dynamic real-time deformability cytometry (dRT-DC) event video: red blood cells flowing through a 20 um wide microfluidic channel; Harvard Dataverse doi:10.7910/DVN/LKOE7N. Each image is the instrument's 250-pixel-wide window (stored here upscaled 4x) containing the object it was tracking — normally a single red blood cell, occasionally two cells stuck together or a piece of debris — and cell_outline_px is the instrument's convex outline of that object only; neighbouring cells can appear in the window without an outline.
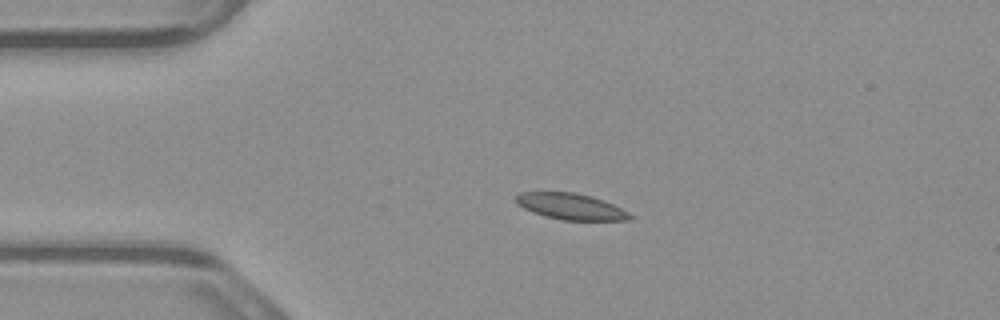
{"species": "common noctule bat (a hibernating species)", "species_latin": "Nyctalus noctula", "temperature_condition": "warm", "stored_images_in_passage": 3, "camera_frame_rate_fps": 3000, "um_per_image_px": 0.085, "animal": {"sex": "male", "body_mass_g": 23.1, "forearm_length_mm": 52.7}, "frame": {"image": 1, "passage_image": 1, "time_ms": 0.0, "image_size_px": [1000, 320], "cell_outline_px": [[632, 220], [560, 220], [544, 216], [532, 212], [516, 204], [516, 196], [520, 192], [572, 192], [592, 196], [604, 200], [628, 212], [632, 216]], "centroid_in_image_um": [48.5, 17.55], "position_along_channel_um": 36.5, "area_um2": 17.4}}
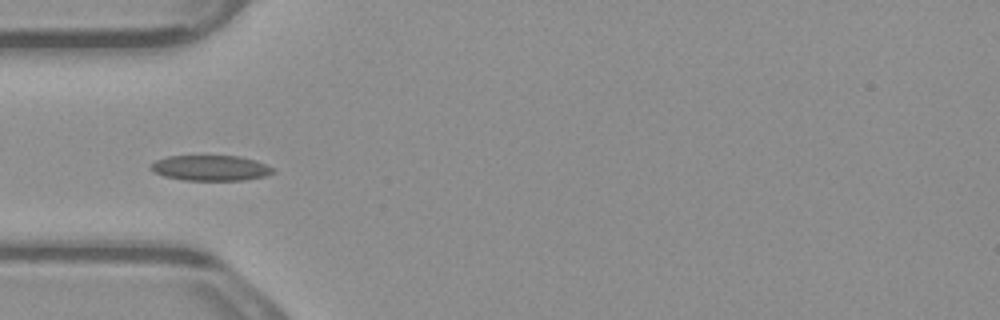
{"frame": {"image": 2, "passage_image": 2, "time_ms": 0.333, "image_size_px": [1000, 320], "cell_outline_px": [[276, 172], [264, 176], [244, 180], [184, 180], [164, 176], [148, 168], [148, 164], [156, 160], [168, 156], [240, 156], [256, 160], [276, 168]], "centroid_in_image_um": [17.92, 14.27], "position_along_channel_um": 67.1, "area_um2": 18.26}}
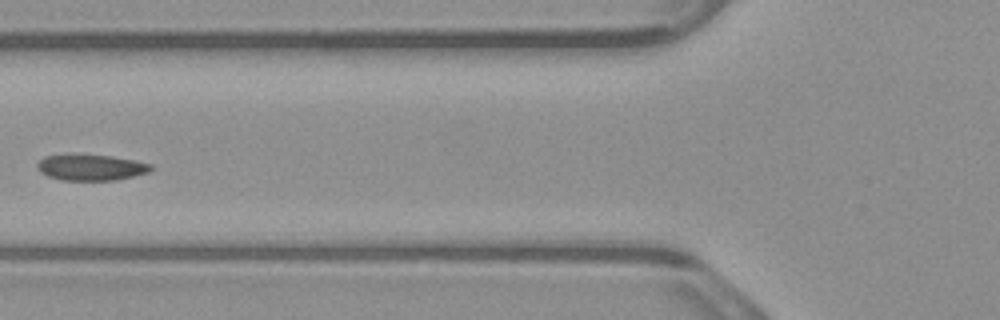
{"frame": {"image": 3, "passage_image": 3, "time_ms": 0.667, "image_size_px": [1000, 320], "cell_outline_px": [[152, 168], [148, 172], [116, 180], [60, 180], [48, 176], [40, 172], [36, 164], [44, 156], [68, 152], [112, 156], [136, 160], [152, 164]], "centroid_in_image_um": [7.68, 14.19], "position_along_channel_um": 118.1, "area_um2": 17.74}}